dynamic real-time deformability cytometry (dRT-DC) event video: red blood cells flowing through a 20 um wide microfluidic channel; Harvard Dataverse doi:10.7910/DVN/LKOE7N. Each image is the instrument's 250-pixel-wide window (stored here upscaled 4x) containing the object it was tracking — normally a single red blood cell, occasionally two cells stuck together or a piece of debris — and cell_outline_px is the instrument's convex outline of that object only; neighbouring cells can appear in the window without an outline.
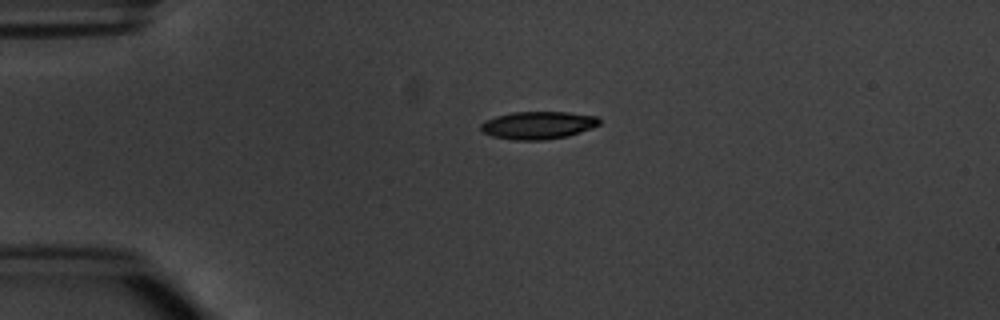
{"species": "common noctule bat (a hibernating species)", "species_latin": "Nyctalus noctula", "temperature_condition": "warm", "stored_images_in_passage": 3, "camera_frame_rate_fps": 3000, "um_per_image_px": 0.085, "animal": {"sex": "male", "body_mass_g": 20.1, "forearm_length_mm": 53.5}, "frame": {"image": 1, "passage_image": 1, "time_ms": 0.0, "image_size_px": [1000, 320], "cell_outline_px": [[600, 124], [592, 128], [568, 136], [544, 140], [516, 140], [492, 136], [484, 132], [480, 128], [480, 124], [484, 120], [496, 116], [512, 112], [568, 112], [596, 116], [600, 120]], "centroid_in_image_um": [45.73, 10.64], "position_along_channel_um": 39.3, "area_um2": 19.13}}